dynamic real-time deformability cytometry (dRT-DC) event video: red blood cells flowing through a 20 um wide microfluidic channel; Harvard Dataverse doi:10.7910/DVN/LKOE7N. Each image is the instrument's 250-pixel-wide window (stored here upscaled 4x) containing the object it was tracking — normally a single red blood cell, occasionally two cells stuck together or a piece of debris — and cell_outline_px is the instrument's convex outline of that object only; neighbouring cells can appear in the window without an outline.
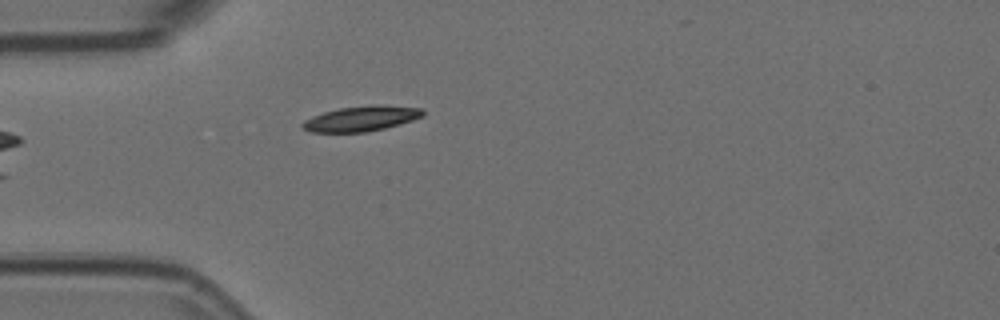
{"species": "Egyptian fruit bat (a non-hibernating species)", "species_latin": "Rousettus aegyptiacus", "temperature_condition": "room temperature", "stored_images_in_passage": 5, "camera_frame_rate_fps": 3000, "um_per_image_px": 0.085, "animal": {"sex": "female"}, "frame": {"image": 1, "passage_image": 5, "time_ms": 1.333, "image_size_px": [1000, 320], "cell_outline_px": [[424, 116], [400, 124], [368, 132], [312, 132], [304, 128], [300, 124], [304, 120], [312, 116], [324, 112], [340, 108], [372, 104], [384, 104], [424, 108]], "centroid_in_image_um": [30.76, 10.06], "position_along_channel_um": 54.2, "area_um2": 17.86}}